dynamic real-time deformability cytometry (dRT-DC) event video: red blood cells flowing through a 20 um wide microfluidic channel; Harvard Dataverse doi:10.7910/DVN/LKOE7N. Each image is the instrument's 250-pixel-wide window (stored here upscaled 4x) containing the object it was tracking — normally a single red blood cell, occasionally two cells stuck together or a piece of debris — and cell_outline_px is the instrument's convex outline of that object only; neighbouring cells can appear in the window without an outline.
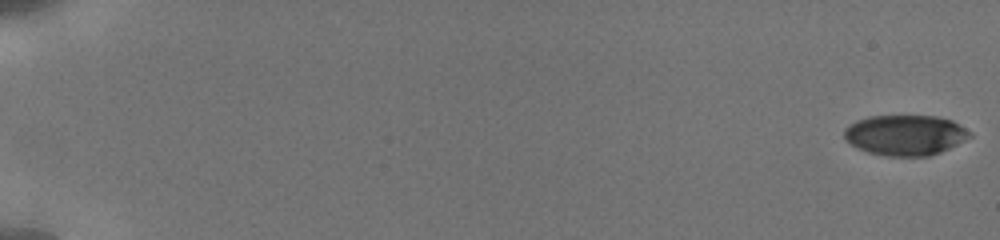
{"species": "human", "species_latin": "Homo sapiens", "temperature_condition": "cold", "stored_images_in_passage": 20, "camera_frame_rate_fps": 3000, "um_per_image_px": 0.085, "donor": {"sex": "male"}, "frame": {"image": 1, "passage_image": 1, "time_ms": 0.0, "image_size_px": [1000, 240], "cell_outline_px": [[972, 136], [940, 152], [928, 156], [888, 156], [868, 152], [852, 144], [844, 136], [844, 128], [848, 124], [856, 120], [868, 116], [936, 116], [952, 120], [972, 132]], "centroid_in_image_um": [76.95, 11.47], "position_along_channel_um": 8.1, "area_um2": 29.42}}
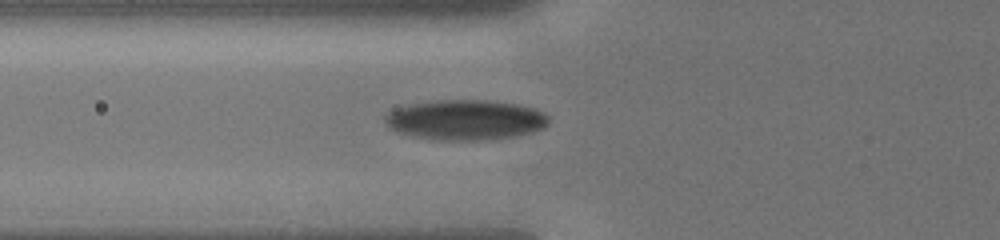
{"frame": {"image": 2, "passage_image": 15, "time_ms": 7.333, "image_size_px": [1000, 240], "cell_outline_px": [[548, 124], [544, 128], [532, 132], [512, 136], [488, 140], [444, 140], [412, 136], [388, 128], [384, 120], [384, 116], [388, 112], [396, 108], [408, 104], [436, 100], [488, 100], [520, 104], [536, 108], [544, 112], [548, 116]], "centroid_in_image_um": [39.57, 10.18], "position_along_channel_um": 86.2, "area_um2": 38.55}}
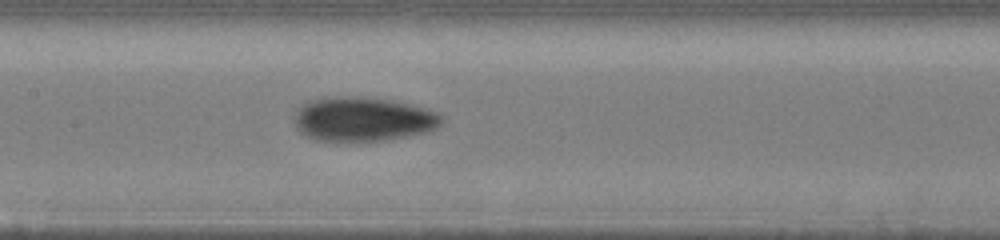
{"frame": {"image": 3, "passage_image": 20, "time_ms": 9.667, "image_size_px": [1000, 240], "cell_outline_px": [[444, 120], [436, 128], [424, 132], [384, 140], [316, 140], [300, 132], [296, 128], [292, 116], [296, 108], [308, 100], [328, 96], [352, 96], [392, 100], [440, 112], [444, 116]], "centroid_in_image_um": [30.8, 10.1], "position_along_channel_um": 176.6, "area_um2": 38.09}}